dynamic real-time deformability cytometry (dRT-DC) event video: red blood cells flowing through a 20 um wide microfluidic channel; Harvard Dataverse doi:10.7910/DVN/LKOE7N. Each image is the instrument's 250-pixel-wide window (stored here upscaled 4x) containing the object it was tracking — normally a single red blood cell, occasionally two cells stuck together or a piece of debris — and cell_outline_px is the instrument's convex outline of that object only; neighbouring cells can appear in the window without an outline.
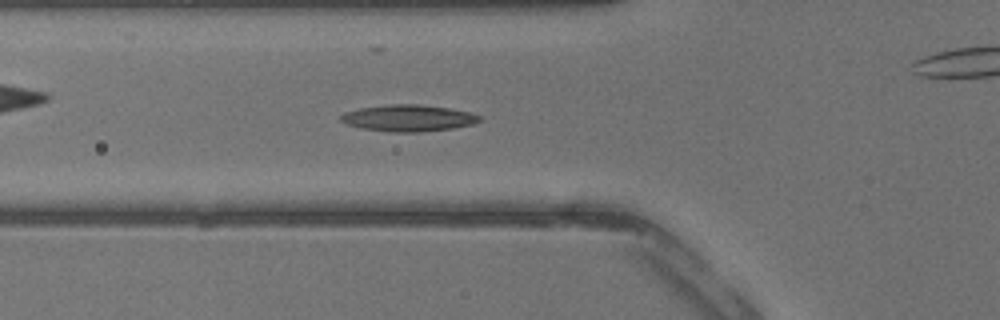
{"species": "common noctule bat (a hibernating species)", "species_latin": "Nyctalus noctula", "temperature_condition": "warm", "stored_images_in_passage": 42, "camera_frame_rate_fps": 3000, "um_per_image_px": 0.085, "animal": {"sex": "male", "body_mass_g": 13.3}, "frame": {"image": 1, "passage_image": 15, "time_ms": 4.667, "image_size_px": [1000, 320], "cell_outline_px": [[480, 120], [472, 124], [452, 128], [420, 132], [392, 132], [360, 128], [348, 124], [340, 120], [340, 116], [344, 112], [360, 108], [392, 104], [416, 104], [448, 108], [472, 112], [480, 116]], "centroid_in_image_um": [34.7, 10.03], "position_along_channel_um": 91.1, "area_um2": 21.33}}
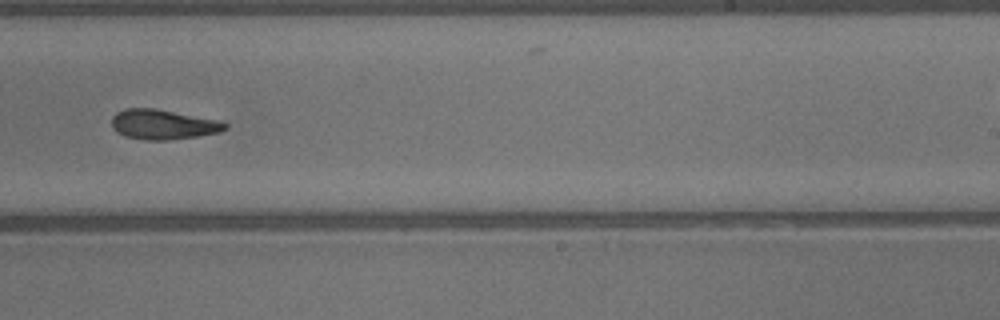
{"frame": {"image": 2, "passage_image": 26, "time_ms": 8.333, "image_size_px": [1000, 320], "cell_outline_px": [[228, 128], [220, 132], [196, 136], [168, 140], [144, 140], [124, 136], [116, 132], [112, 128], [112, 116], [116, 112], [124, 108], [156, 108], [216, 120], [228, 124]], "centroid_in_image_um": [13.81, 10.58], "position_along_channel_um": 275.2, "area_um2": 19.77}}
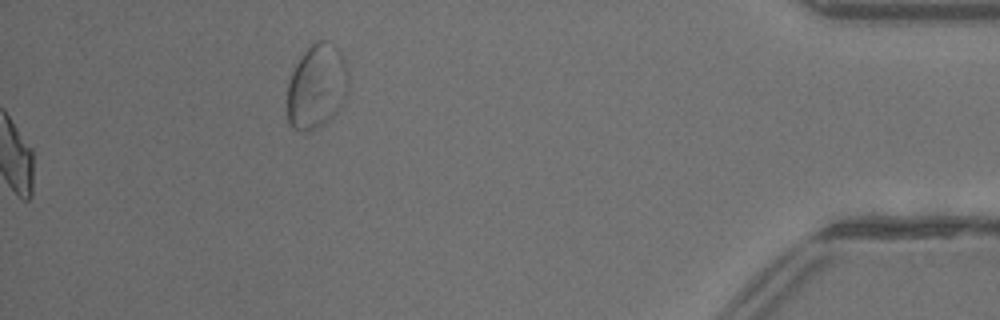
{"frame": {"image": 3, "passage_image": 42, "time_ms": 13.667, "image_size_px": [1000, 320], "cell_outline_px": [[348, 88], [340, 108], [332, 116], [316, 128], [308, 132], [300, 132], [292, 128], [288, 124], [288, 84], [292, 72], [296, 64], [312, 40], [328, 40], [340, 52], [344, 60], [348, 72]], "centroid_in_image_um": [26.91, 7.34], "position_along_channel_um": 408.3, "area_um2": 30.17}}